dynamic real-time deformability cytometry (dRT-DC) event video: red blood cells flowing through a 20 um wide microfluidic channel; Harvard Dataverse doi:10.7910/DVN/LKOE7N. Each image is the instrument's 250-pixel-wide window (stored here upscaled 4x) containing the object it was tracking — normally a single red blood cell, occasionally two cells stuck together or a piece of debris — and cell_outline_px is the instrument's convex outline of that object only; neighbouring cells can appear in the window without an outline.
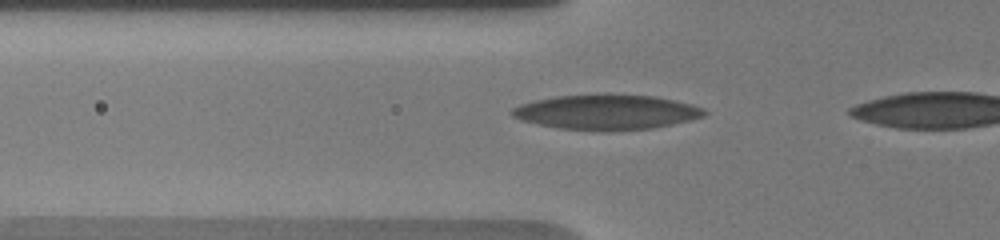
{"species": "human", "species_latin": "Homo sapiens", "temperature_condition": "warm", "stored_images_in_passage": 6, "camera_frame_rate_fps": 3000, "um_per_image_px": 0.085, "donor": {"sex": "male"}, "frame": {"image": 1, "passage_image": 4, "time_ms": 1.333, "image_size_px": [1000, 240], "cell_outline_px": [[708, 112], [704, 116], [672, 124], [652, 128], [604, 132], [600, 132], [560, 128], [520, 120], [512, 116], [508, 112], [512, 108], [520, 104], [532, 100], [556, 96], [604, 92], [608, 92], [656, 96], [692, 104], [704, 108]], "centroid_in_image_um": [51.53, 9.5], "position_along_channel_um": 74.3, "area_um2": 40.29}}